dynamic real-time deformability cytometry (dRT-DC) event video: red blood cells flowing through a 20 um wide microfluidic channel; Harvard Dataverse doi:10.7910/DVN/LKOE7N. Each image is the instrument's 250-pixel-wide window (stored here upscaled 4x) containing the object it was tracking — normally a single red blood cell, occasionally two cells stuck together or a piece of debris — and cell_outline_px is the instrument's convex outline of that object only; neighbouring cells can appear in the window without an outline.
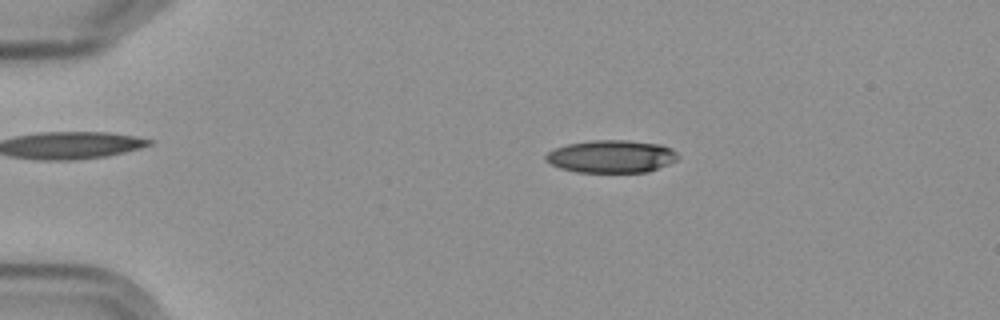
{"species": "Egyptian fruit bat (a non-hibernating species)", "species_latin": "Rousettus aegyptiacus", "temperature_condition": "cold", "stored_images_in_passage": 8, "camera_frame_rate_fps": 3000, "um_per_image_px": 0.085, "frame": {"image": 1, "passage_image": 3, "time_ms": 2.333, "image_size_px": [1000, 320], "cell_outline_px": [[680, 156], [676, 160], [668, 164], [648, 172], [576, 172], [560, 168], [544, 160], [544, 156], [548, 152], [556, 148], [568, 144], [592, 140], [628, 140], [660, 144], [672, 148]], "centroid_in_image_um": [51.98, 13.29], "position_along_channel_um": 33.0, "area_um2": 25.2}}
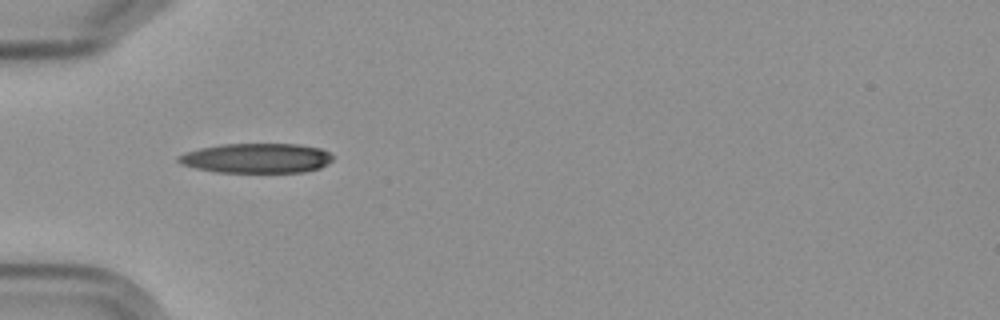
{"frame": {"image": 2, "passage_image": 5, "time_ms": 4.667, "image_size_px": [1000, 320], "cell_outline_px": [[332, 160], [328, 164], [320, 168], [304, 172], [216, 172], [196, 168], [184, 164], [176, 160], [176, 156], [200, 148], [220, 144], [300, 144], [320, 148], [328, 152], [332, 156]], "centroid_in_image_um": [21.83, 13.44], "position_along_channel_um": 63.2, "area_um2": 26.7}}
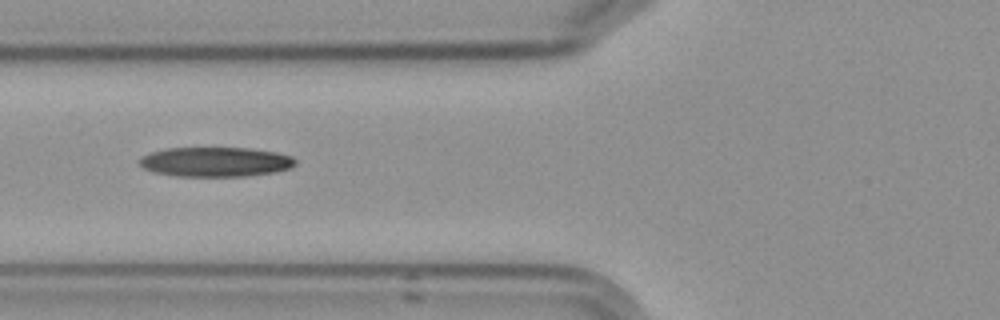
{"frame": {"image": 3, "passage_image": 6, "time_ms": 6.0, "image_size_px": [1000, 320], "cell_outline_px": [[296, 164], [292, 168], [276, 172], [248, 176], [172, 176], [152, 172], [144, 168], [136, 160], [140, 156], [164, 148], [252, 148], [276, 152], [292, 156], [296, 160]], "centroid_in_image_um": [18.31, 13.76], "position_along_channel_um": 107.5, "area_um2": 27.34}}